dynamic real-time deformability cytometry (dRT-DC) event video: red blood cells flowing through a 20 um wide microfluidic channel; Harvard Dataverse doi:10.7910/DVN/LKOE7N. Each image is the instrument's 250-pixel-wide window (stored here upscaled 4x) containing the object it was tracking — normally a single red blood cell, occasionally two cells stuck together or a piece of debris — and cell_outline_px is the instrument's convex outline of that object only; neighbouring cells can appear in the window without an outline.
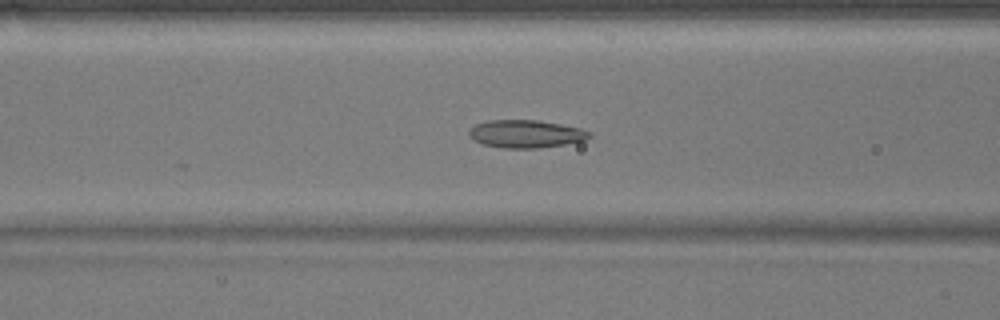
{"species": "common noctule bat (a hibernating species)", "species_latin": "Nyctalus noctula", "temperature_condition": "warm", "stored_images_in_passage": 21, "camera_frame_rate_fps": 3000, "um_per_image_px": 0.085, "animal": {"sex": "male", "body_mass_g": 17.9}, "frame": {"image": 1, "passage_image": 12, "time_ms": 3.667, "image_size_px": [1000, 320], "cell_outline_px": [[592, 136], [584, 140], [564, 144], [536, 148], [504, 148], [484, 144], [472, 140], [468, 136], [468, 132], [476, 124], [488, 120], [536, 120], [560, 124], [580, 128], [592, 132]], "centroid_in_image_um": [44.69, 11.38], "position_along_channel_um": 121.9, "area_um2": 19.42}}
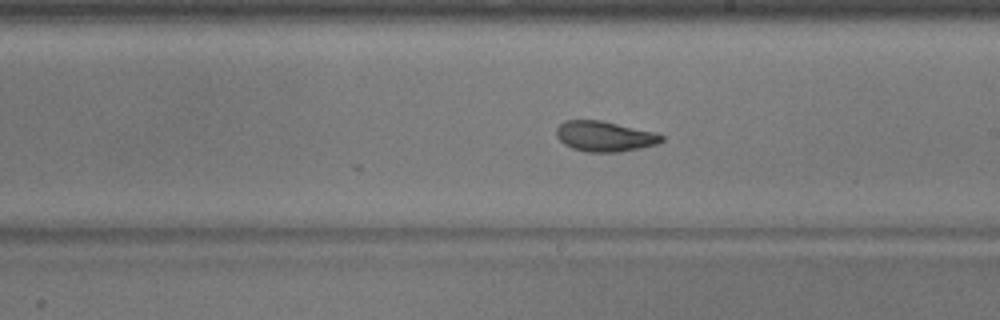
{"frame": {"image": 2, "passage_image": 21, "time_ms": 6.667, "image_size_px": [1000, 320], "cell_outline_px": [[664, 140], [656, 144], [640, 148], [620, 152], [588, 152], [572, 148], [564, 144], [556, 136], [556, 128], [564, 120], [600, 120], [652, 132], [664, 136]], "centroid_in_image_um": [51.35, 11.59], "position_along_channel_um": 237.6, "area_um2": 18.44}}